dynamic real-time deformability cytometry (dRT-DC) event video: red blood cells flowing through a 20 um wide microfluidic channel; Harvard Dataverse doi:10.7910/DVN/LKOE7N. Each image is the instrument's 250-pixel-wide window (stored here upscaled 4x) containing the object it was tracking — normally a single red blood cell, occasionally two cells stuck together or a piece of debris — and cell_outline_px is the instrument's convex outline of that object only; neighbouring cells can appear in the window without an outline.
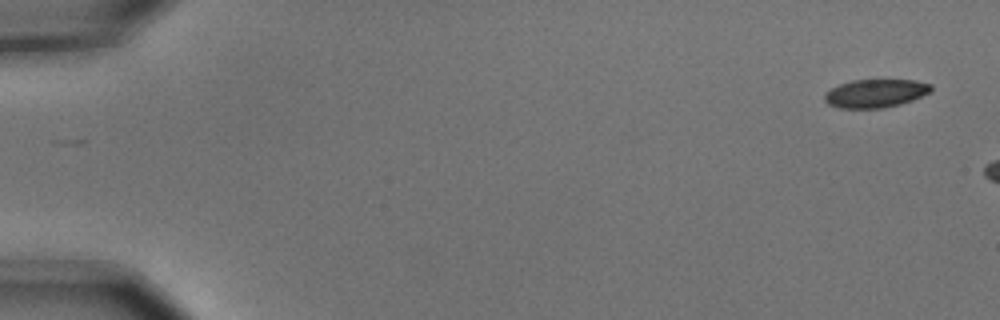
{"species": "common noctule bat (a hibernating species)", "species_latin": "Nyctalus noctula", "temperature_condition": "cold", "stored_images_in_passage": 3, "camera_frame_rate_fps": 3000, "um_per_image_px": 0.085, "animal": {"sex": "male", "body_mass_g": 15.6}, "frame": {"image": 1, "passage_image": 1, "time_ms": 0.0, "image_size_px": [1000, 320], "cell_outline_px": [[932, 88], [928, 92], [912, 100], [900, 104], [884, 108], [840, 108], [828, 104], [824, 100], [824, 96], [832, 88], [840, 84], [852, 80], [916, 80], [932, 84]], "centroid_in_image_um": [74.42, 7.93], "position_along_channel_um": 10.6, "area_um2": 17.4}}